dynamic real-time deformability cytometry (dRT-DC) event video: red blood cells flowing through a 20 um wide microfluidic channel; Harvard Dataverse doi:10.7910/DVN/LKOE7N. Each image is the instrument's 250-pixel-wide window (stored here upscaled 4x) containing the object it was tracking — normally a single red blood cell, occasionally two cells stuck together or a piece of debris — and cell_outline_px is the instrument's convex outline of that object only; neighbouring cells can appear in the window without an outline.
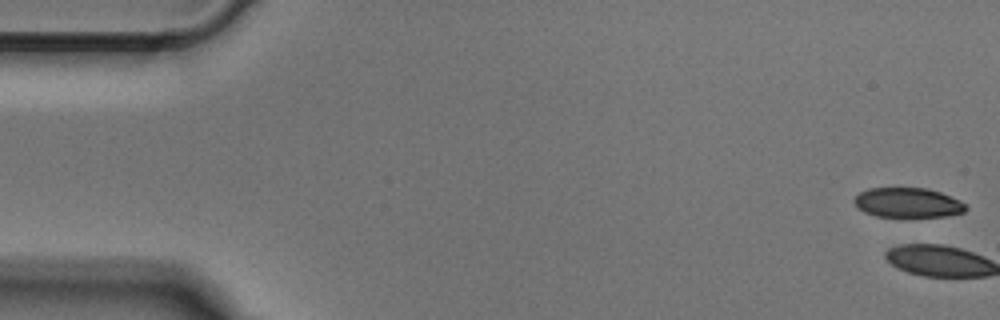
{"species": "Egyptian fruit bat (a non-hibernating species)", "species_latin": "Rousettus aegyptiacus", "temperature_condition": "cold", "stored_images_in_passage": 2, "camera_frame_rate_fps": 3000, "um_per_image_px": 0.085, "animal": {"sex": "male"}, "frame": {"image": 1, "passage_image": 1, "time_ms": 0.0, "image_size_px": [1000, 320], "cell_outline_px": [[968, 208], [964, 212], [948, 216], [908, 220], [876, 216], [864, 212], [856, 208], [852, 200], [860, 192], [868, 188], [928, 188], [940, 192], [960, 200], [968, 204]], "centroid_in_image_um": [77.18, 17.28], "position_along_channel_um": 7.8, "area_um2": 20.52}}